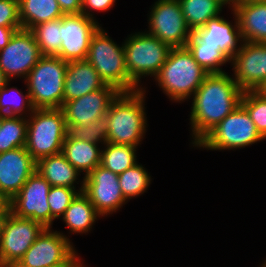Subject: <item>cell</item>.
<instances>
[{
  "label": "cell",
  "instance_id": "6da1fadb",
  "mask_svg": "<svg viewBox=\"0 0 266 267\" xmlns=\"http://www.w3.org/2000/svg\"><path fill=\"white\" fill-rule=\"evenodd\" d=\"M243 91L228 73H209L193 94L190 125L193 147L241 101Z\"/></svg>",
  "mask_w": 266,
  "mask_h": 267
},
{
  "label": "cell",
  "instance_id": "7a4b0ae2",
  "mask_svg": "<svg viewBox=\"0 0 266 267\" xmlns=\"http://www.w3.org/2000/svg\"><path fill=\"white\" fill-rule=\"evenodd\" d=\"M146 90L119 92L111 101L106 118L107 142L138 147L147 132Z\"/></svg>",
  "mask_w": 266,
  "mask_h": 267
},
{
  "label": "cell",
  "instance_id": "3957f363",
  "mask_svg": "<svg viewBox=\"0 0 266 267\" xmlns=\"http://www.w3.org/2000/svg\"><path fill=\"white\" fill-rule=\"evenodd\" d=\"M187 47L171 48L154 81L173 102L191 99L208 75Z\"/></svg>",
  "mask_w": 266,
  "mask_h": 267
},
{
  "label": "cell",
  "instance_id": "277c9868",
  "mask_svg": "<svg viewBox=\"0 0 266 267\" xmlns=\"http://www.w3.org/2000/svg\"><path fill=\"white\" fill-rule=\"evenodd\" d=\"M106 84L119 92H132L140 88L130 79L125 64L123 43L118 45L102 27L92 36L85 59Z\"/></svg>",
  "mask_w": 266,
  "mask_h": 267
},
{
  "label": "cell",
  "instance_id": "5b68a950",
  "mask_svg": "<svg viewBox=\"0 0 266 267\" xmlns=\"http://www.w3.org/2000/svg\"><path fill=\"white\" fill-rule=\"evenodd\" d=\"M27 122L25 147L36 162L62 152L67 125L61 108L34 109Z\"/></svg>",
  "mask_w": 266,
  "mask_h": 267
},
{
  "label": "cell",
  "instance_id": "8992f818",
  "mask_svg": "<svg viewBox=\"0 0 266 267\" xmlns=\"http://www.w3.org/2000/svg\"><path fill=\"white\" fill-rule=\"evenodd\" d=\"M124 41L128 76L140 89H146L141 78L158 75L171 47L145 31L132 33Z\"/></svg>",
  "mask_w": 266,
  "mask_h": 267
},
{
  "label": "cell",
  "instance_id": "52a82bcc",
  "mask_svg": "<svg viewBox=\"0 0 266 267\" xmlns=\"http://www.w3.org/2000/svg\"><path fill=\"white\" fill-rule=\"evenodd\" d=\"M67 61L42 56L25 79L35 109L61 108Z\"/></svg>",
  "mask_w": 266,
  "mask_h": 267
},
{
  "label": "cell",
  "instance_id": "ba28073f",
  "mask_svg": "<svg viewBox=\"0 0 266 267\" xmlns=\"http://www.w3.org/2000/svg\"><path fill=\"white\" fill-rule=\"evenodd\" d=\"M265 140L246 109L239 104L194 147L214 151L235 150Z\"/></svg>",
  "mask_w": 266,
  "mask_h": 267
},
{
  "label": "cell",
  "instance_id": "9c48e42d",
  "mask_svg": "<svg viewBox=\"0 0 266 267\" xmlns=\"http://www.w3.org/2000/svg\"><path fill=\"white\" fill-rule=\"evenodd\" d=\"M68 236L46 228L19 260L27 267H75L80 261Z\"/></svg>",
  "mask_w": 266,
  "mask_h": 267
},
{
  "label": "cell",
  "instance_id": "30bf717a",
  "mask_svg": "<svg viewBox=\"0 0 266 267\" xmlns=\"http://www.w3.org/2000/svg\"><path fill=\"white\" fill-rule=\"evenodd\" d=\"M148 14V29L145 32L157 37L171 48L186 47L192 35L178 0H157Z\"/></svg>",
  "mask_w": 266,
  "mask_h": 267
},
{
  "label": "cell",
  "instance_id": "8fae6325",
  "mask_svg": "<svg viewBox=\"0 0 266 267\" xmlns=\"http://www.w3.org/2000/svg\"><path fill=\"white\" fill-rule=\"evenodd\" d=\"M42 56L33 32L22 28L0 51V69L10 81L17 77L25 81Z\"/></svg>",
  "mask_w": 266,
  "mask_h": 267
},
{
  "label": "cell",
  "instance_id": "7c38bea8",
  "mask_svg": "<svg viewBox=\"0 0 266 267\" xmlns=\"http://www.w3.org/2000/svg\"><path fill=\"white\" fill-rule=\"evenodd\" d=\"M51 185L36 171L8 202L9 211L17 217L32 219L50 228L48 193Z\"/></svg>",
  "mask_w": 266,
  "mask_h": 267
},
{
  "label": "cell",
  "instance_id": "4fadbf2b",
  "mask_svg": "<svg viewBox=\"0 0 266 267\" xmlns=\"http://www.w3.org/2000/svg\"><path fill=\"white\" fill-rule=\"evenodd\" d=\"M45 229L42 224L32 219L17 217L8 210L3 217L0 266L19 262Z\"/></svg>",
  "mask_w": 266,
  "mask_h": 267
},
{
  "label": "cell",
  "instance_id": "5bb4252c",
  "mask_svg": "<svg viewBox=\"0 0 266 267\" xmlns=\"http://www.w3.org/2000/svg\"><path fill=\"white\" fill-rule=\"evenodd\" d=\"M82 178L84 179L83 192L102 217L119 211L127 204L128 201L122 195L117 174L99 165Z\"/></svg>",
  "mask_w": 266,
  "mask_h": 267
},
{
  "label": "cell",
  "instance_id": "9a60e30c",
  "mask_svg": "<svg viewBox=\"0 0 266 267\" xmlns=\"http://www.w3.org/2000/svg\"><path fill=\"white\" fill-rule=\"evenodd\" d=\"M101 27L99 22L80 14L63 15L61 18L60 57L64 61L85 60L92 36Z\"/></svg>",
  "mask_w": 266,
  "mask_h": 267
},
{
  "label": "cell",
  "instance_id": "2e32d148",
  "mask_svg": "<svg viewBox=\"0 0 266 267\" xmlns=\"http://www.w3.org/2000/svg\"><path fill=\"white\" fill-rule=\"evenodd\" d=\"M232 77L242 91L256 90L266 80V43L243 41L230 59Z\"/></svg>",
  "mask_w": 266,
  "mask_h": 267
},
{
  "label": "cell",
  "instance_id": "e0dca14e",
  "mask_svg": "<svg viewBox=\"0 0 266 267\" xmlns=\"http://www.w3.org/2000/svg\"><path fill=\"white\" fill-rule=\"evenodd\" d=\"M119 91L109 84L79 98L63 102L66 125H88L106 116L111 101Z\"/></svg>",
  "mask_w": 266,
  "mask_h": 267
},
{
  "label": "cell",
  "instance_id": "ac0fdd59",
  "mask_svg": "<svg viewBox=\"0 0 266 267\" xmlns=\"http://www.w3.org/2000/svg\"><path fill=\"white\" fill-rule=\"evenodd\" d=\"M36 171L26 147L0 153V194L9 202Z\"/></svg>",
  "mask_w": 266,
  "mask_h": 267
},
{
  "label": "cell",
  "instance_id": "d6986e66",
  "mask_svg": "<svg viewBox=\"0 0 266 267\" xmlns=\"http://www.w3.org/2000/svg\"><path fill=\"white\" fill-rule=\"evenodd\" d=\"M231 13L234 16V24L225 19L224 16L219 15L193 32L205 45L219 47L230 59L239 51L243 42L240 36L238 18L233 10Z\"/></svg>",
  "mask_w": 266,
  "mask_h": 267
},
{
  "label": "cell",
  "instance_id": "ffe728a7",
  "mask_svg": "<svg viewBox=\"0 0 266 267\" xmlns=\"http://www.w3.org/2000/svg\"><path fill=\"white\" fill-rule=\"evenodd\" d=\"M106 85L95 68L86 60L69 61L65 75L63 102L79 98Z\"/></svg>",
  "mask_w": 266,
  "mask_h": 267
},
{
  "label": "cell",
  "instance_id": "44dd1931",
  "mask_svg": "<svg viewBox=\"0 0 266 267\" xmlns=\"http://www.w3.org/2000/svg\"><path fill=\"white\" fill-rule=\"evenodd\" d=\"M233 11L238 18L242 41L266 43V0L237 3Z\"/></svg>",
  "mask_w": 266,
  "mask_h": 267
},
{
  "label": "cell",
  "instance_id": "7402d4cb",
  "mask_svg": "<svg viewBox=\"0 0 266 267\" xmlns=\"http://www.w3.org/2000/svg\"><path fill=\"white\" fill-rule=\"evenodd\" d=\"M36 172L45 178L51 186L76 189L74 183L79 184L80 182L78 188L84 190V179L82 181L78 179V176H81L79 171L66 160L62 152L38 160Z\"/></svg>",
  "mask_w": 266,
  "mask_h": 267
},
{
  "label": "cell",
  "instance_id": "603a6c76",
  "mask_svg": "<svg viewBox=\"0 0 266 267\" xmlns=\"http://www.w3.org/2000/svg\"><path fill=\"white\" fill-rule=\"evenodd\" d=\"M100 147H103V145L99 146V144L85 140L70 139L66 136L62 153L79 173L83 172L82 174L85 177L100 165L102 151Z\"/></svg>",
  "mask_w": 266,
  "mask_h": 267
},
{
  "label": "cell",
  "instance_id": "cb8c5ba5",
  "mask_svg": "<svg viewBox=\"0 0 266 267\" xmlns=\"http://www.w3.org/2000/svg\"><path fill=\"white\" fill-rule=\"evenodd\" d=\"M102 217L90 202L88 196L82 191L77 194L69 207L62 215V220L72 234H87L92 226Z\"/></svg>",
  "mask_w": 266,
  "mask_h": 267
},
{
  "label": "cell",
  "instance_id": "d4e9b609",
  "mask_svg": "<svg viewBox=\"0 0 266 267\" xmlns=\"http://www.w3.org/2000/svg\"><path fill=\"white\" fill-rule=\"evenodd\" d=\"M63 15L57 0H19V17L23 29L31 30L42 22L62 18Z\"/></svg>",
  "mask_w": 266,
  "mask_h": 267
},
{
  "label": "cell",
  "instance_id": "484cf974",
  "mask_svg": "<svg viewBox=\"0 0 266 267\" xmlns=\"http://www.w3.org/2000/svg\"><path fill=\"white\" fill-rule=\"evenodd\" d=\"M188 28L194 32L221 15L224 6L217 0H178Z\"/></svg>",
  "mask_w": 266,
  "mask_h": 267
},
{
  "label": "cell",
  "instance_id": "4316f807",
  "mask_svg": "<svg viewBox=\"0 0 266 267\" xmlns=\"http://www.w3.org/2000/svg\"><path fill=\"white\" fill-rule=\"evenodd\" d=\"M186 47L192 53L198 64L208 71V73L225 72L221 66L230 63V58L219 47L205 45L193 32L187 41Z\"/></svg>",
  "mask_w": 266,
  "mask_h": 267
},
{
  "label": "cell",
  "instance_id": "83f0119b",
  "mask_svg": "<svg viewBox=\"0 0 266 267\" xmlns=\"http://www.w3.org/2000/svg\"><path fill=\"white\" fill-rule=\"evenodd\" d=\"M102 148L100 165L117 175L138 163V147L107 142Z\"/></svg>",
  "mask_w": 266,
  "mask_h": 267
},
{
  "label": "cell",
  "instance_id": "f1b7e54d",
  "mask_svg": "<svg viewBox=\"0 0 266 267\" xmlns=\"http://www.w3.org/2000/svg\"><path fill=\"white\" fill-rule=\"evenodd\" d=\"M26 117L0 115V153L26 146Z\"/></svg>",
  "mask_w": 266,
  "mask_h": 267
},
{
  "label": "cell",
  "instance_id": "f546056e",
  "mask_svg": "<svg viewBox=\"0 0 266 267\" xmlns=\"http://www.w3.org/2000/svg\"><path fill=\"white\" fill-rule=\"evenodd\" d=\"M10 82L0 90V115L28 117L35 109L28 89L24 95L18 87H9Z\"/></svg>",
  "mask_w": 266,
  "mask_h": 267
},
{
  "label": "cell",
  "instance_id": "4dcf8cb0",
  "mask_svg": "<svg viewBox=\"0 0 266 267\" xmlns=\"http://www.w3.org/2000/svg\"><path fill=\"white\" fill-rule=\"evenodd\" d=\"M60 29L61 18L42 22L31 29L43 56H58L60 54L62 44Z\"/></svg>",
  "mask_w": 266,
  "mask_h": 267
},
{
  "label": "cell",
  "instance_id": "1f68e13d",
  "mask_svg": "<svg viewBox=\"0 0 266 267\" xmlns=\"http://www.w3.org/2000/svg\"><path fill=\"white\" fill-rule=\"evenodd\" d=\"M122 195L127 201L144 194L151 184V176L142 164H135L118 175Z\"/></svg>",
  "mask_w": 266,
  "mask_h": 267
},
{
  "label": "cell",
  "instance_id": "d6a6232c",
  "mask_svg": "<svg viewBox=\"0 0 266 267\" xmlns=\"http://www.w3.org/2000/svg\"><path fill=\"white\" fill-rule=\"evenodd\" d=\"M108 121L106 116L94 120L88 125H67V136L70 139L85 140L95 144L107 143Z\"/></svg>",
  "mask_w": 266,
  "mask_h": 267
},
{
  "label": "cell",
  "instance_id": "836d02e7",
  "mask_svg": "<svg viewBox=\"0 0 266 267\" xmlns=\"http://www.w3.org/2000/svg\"><path fill=\"white\" fill-rule=\"evenodd\" d=\"M240 104L248 112L259 134L266 140V98L255 90L243 91Z\"/></svg>",
  "mask_w": 266,
  "mask_h": 267
},
{
  "label": "cell",
  "instance_id": "e575fe53",
  "mask_svg": "<svg viewBox=\"0 0 266 267\" xmlns=\"http://www.w3.org/2000/svg\"><path fill=\"white\" fill-rule=\"evenodd\" d=\"M83 190L51 186L48 193V204L50 206V228L54 220L62 217L73 199Z\"/></svg>",
  "mask_w": 266,
  "mask_h": 267
},
{
  "label": "cell",
  "instance_id": "d590c367",
  "mask_svg": "<svg viewBox=\"0 0 266 267\" xmlns=\"http://www.w3.org/2000/svg\"><path fill=\"white\" fill-rule=\"evenodd\" d=\"M0 26L22 27L19 0H0Z\"/></svg>",
  "mask_w": 266,
  "mask_h": 267
},
{
  "label": "cell",
  "instance_id": "8d00e7d4",
  "mask_svg": "<svg viewBox=\"0 0 266 267\" xmlns=\"http://www.w3.org/2000/svg\"><path fill=\"white\" fill-rule=\"evenodd\" d=\"M116 0H82V10L81 13L93 20L95 19V15L93 11L98 12H108L114 5Z\"/></svg>",
  "mask_w": 266,
  "mask_h": 267
},
{
  "label": "cell",
  "instance_id": "74e56055",
  "mask_svg": "<svg viewBox=\"0 0 266 267\" xmlns=\"http://www.w3.org/2000/svg\"><path fill=\"white\" fill-rule=\"evenodd\" d=\"M64 15L80 14L82 10V0H57Z\"/></svg>",
  "mask_w": 266,
  "mask_h": 267
},
{
  "label": "cell",
  "instance_id": "f35d334b",
  "mask_svg": "<svg viewBox=\"0 0 266 267\" xmlns=\"http://www.w3.org/2000/svg\"><path fill=\"white\" fill-rule=\"evenodd\" d=\"M22 27L0 26V51L8 44L14 33Z\"/></svg>",
  "mask_w": 266,
  "mask_h": 267
},
{
  "label": "cell",
  "instance_id": "ab89813d",
  "mask_svg": "<svg viewBox=\"0 0 266 267\" xmlns=\"http://www.w3.org/2000/svg\"><path fill=\"white\" fill-rule=\"evenodd\" d=\"M9 210L8 201L0 194V219L4 217V215Z\"/></svg>",
  "mask_w": 266,
  "mask_h": 267
},
{
  "label": "cell",
  "instance_id": "60d3db41",
  "mask_svg": "<svg viewBox=\"0 0 266 267\" xmlns=\"http://www.w3.org/2000/svg\"><path fill=\"white\" fill-rule=\"evenodd\" d=\"M217 1L225 7L228 6L230 10H233L236 5V0H217Z\"/></svg>",
  "mask_w": 266,
  "mask_h": 267
},
{
  "label": "cell",
  "instance_id": "b9f144b4",
  "mask_svg": "<svg viewBox=\"0 0 266 267\" xmlns=\"http://www.w3.org/2000/svg\"><path fill=\"white\" fill-rule=\"evenodd\" d=\"M255 91L266 98V80Z\"/></svg>",
  "mask_w": 266,
  "mask_h": 267
},
{
  "label": "cell",
  "instance_id": "7bdbcfd3",
  "mask_svg": "<svg viewBox=\"0 0 266 267\" xmlns=\"http://www.w3.org/2000/svg\"><path fill=\"white\" fill-rule=\"evenodd\" d=\"M10 80L4 75L3 71L0 69V90L9 82Z\"/></svg>",
  "mask_w": 266,
  "mask_h": 267
},
{
  "label": "cell",
  "instance_id": "ee69618b",
  "mask_svg": "<svg viewBox=\"0 0 266 267\" xmlns=\"http://www.w3.org/2000/svg\"><path fill=\"white\" fill-rule=\"evenodd\" d=\"M0 267H27V266H23L21 263L19 262H10L4 265H1Z\"/></svg>",
  "mask_w": 266,
  "mask_h": 267
},
{
  "label": "cell",
  "instance_id": "f6af8a7d",
  "mask_svg": "<svg viewBox=\"0 0 266 267\" xmlns=\"http://www.w3.org/2000/svg\"><path fill=\"white\" fill-rule=\"evenodd\" d=\"M2 237H3V218L0 219V248L2 244Z\"/></svg>",
  "mask_w": 266,
  "mask_h": 267
},
{
  "label": "cell",
  "instance_id": "bcb514c9",
  "mask_svg": "<svg viewBox=\"0 0 266 267\" xmlns=\"http://www.w3.org/2000/svg\"><path fill=\"white\" fill-rule=\"evenodd\" d=\"M86 265L83 264V261L81 260L75 267H85Z\"/></svg>",
  "mask_w": 266,
  "mask_h": 267
},
{
  "label": "cell",
  "instance_id": "7dc6e473",
  "mask_svg": "<svg viewBox=\"0 0 266 267\" xmlns=\"http://www.w3.org/2000/svg\"><path fill=\"white\" fill-rule=\"evenodd\" d=\"M245 1H252V0H236V4L241 3V2H245Z\"/></svg>",
  "mask_w": 266,
  "mask_h": 267
},
{
  "label": "cell",
  "instance_id": "c3c4849f",
  "mask_svg": "<svg viewBox=\"0 0 266 267\" xmlns=\"http://www.w3.org/2000/svg\"><path fill=\"white\" fill-rule=\"evenodd\" d=\"M261 267H266V260L264 261V263L262 265H260Z\"/></svg>",
  "mask_w": 266,
  "mask_h": 267
}]
</instances>
